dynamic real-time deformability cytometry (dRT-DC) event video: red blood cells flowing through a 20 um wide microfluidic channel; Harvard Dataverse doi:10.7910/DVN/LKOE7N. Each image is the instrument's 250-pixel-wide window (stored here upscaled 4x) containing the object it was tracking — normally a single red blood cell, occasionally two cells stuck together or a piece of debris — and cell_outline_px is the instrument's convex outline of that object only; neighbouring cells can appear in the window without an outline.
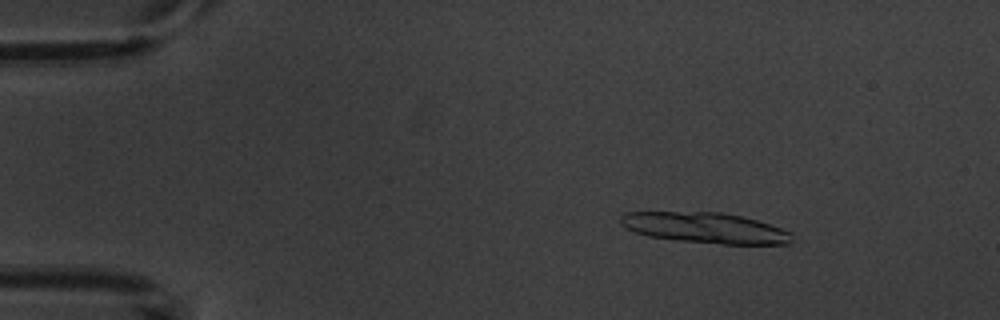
{"species": "common noctule bat (a hibernating species)", "species_latin": "Nyctalus noctula", "temperature_condition": "warm", "stored_images_in_passage": 6, "camera_frame_rate_fps": 3000, "um_per_image_px": 0.085, "animal": {"sex": "male", "body_mass_g": 20.1, "forearm_length_mm": 53.5}, "frame": {"image": 1, "passage_image": 3, "time_ms": 2.333, "image_size_px": [1000, 320], "cell_outline_px": [[792, 240], [788, 244], [724, 244], [680, 240], [648, 236], [636, 232], [620, 224], [620, 216], [624, 212], [720, 212], [740, 216], [756, 220], [792, 232]], "centroid_in_image_um": [59.94, 19.36], "position_along_channel_um": 25.1, "area_um2": 30.29}}